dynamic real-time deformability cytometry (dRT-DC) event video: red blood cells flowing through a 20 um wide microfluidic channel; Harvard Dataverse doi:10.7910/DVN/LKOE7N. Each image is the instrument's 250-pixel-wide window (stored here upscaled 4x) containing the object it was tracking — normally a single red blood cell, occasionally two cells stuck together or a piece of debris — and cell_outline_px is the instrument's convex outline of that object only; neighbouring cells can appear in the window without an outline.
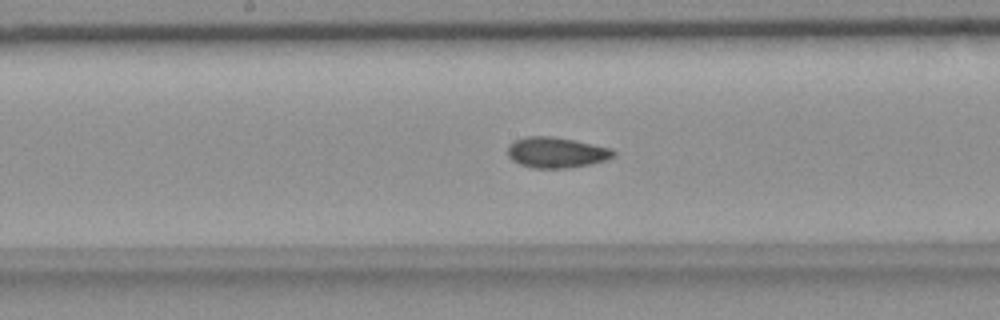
{"species": "common noctule bat (a hibernating species)", "species_latin": "Nyctalus noctula", "temperature_condition": "room temperature", "stored_images_in_passage": 57, "camera_frame_rate_fps": 3000, "um_per_image_px": 0.085, "animal": {"sex": "female", "body_mass_g": 18.4}, "frame": {"image": 1, "passage_image": 29, "time_ms": 9.333, "image_size_px": [1000, 320], "cell_outline_px": [[616, 156], [608, 160], [592, 164], [568, 168], [532, 168], [520, 164], [512, 160], [508, 156], [508, 144], [524, 136], [552, 136], [612, 148], [616, 152]], "centroid_in_image_um": [47.31, 12.97], "position_along_channel_um": 200.9, "area_um2": 19.07}}
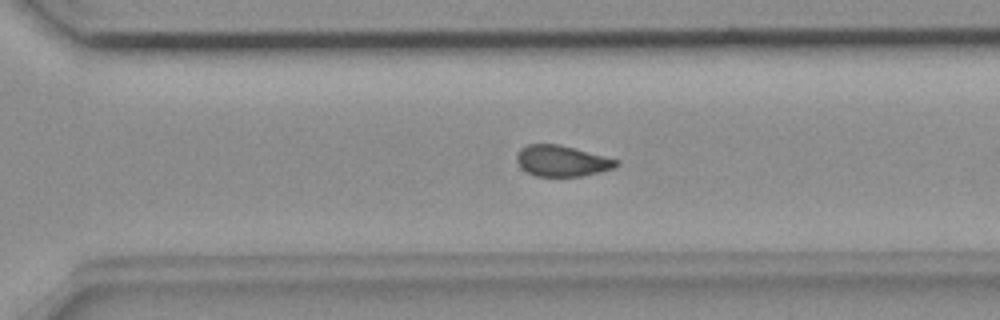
{"frame": {"image": 2, "passage_image": 39, "time_ms": 12.667, "image_size_px": [1000, 320], "cell_outline_px": [[620, 164], [612, 168], [600, 172], [580, 176], [536, 176], [520, 168], [516, 160], [516, 156], [520, 148], [528, 144], [560, 144], [620, 160]], "centroid_in_image_um": [47.75, 13.67], "position_along_channel_um": 322.8, "area_um2": 18.03}}
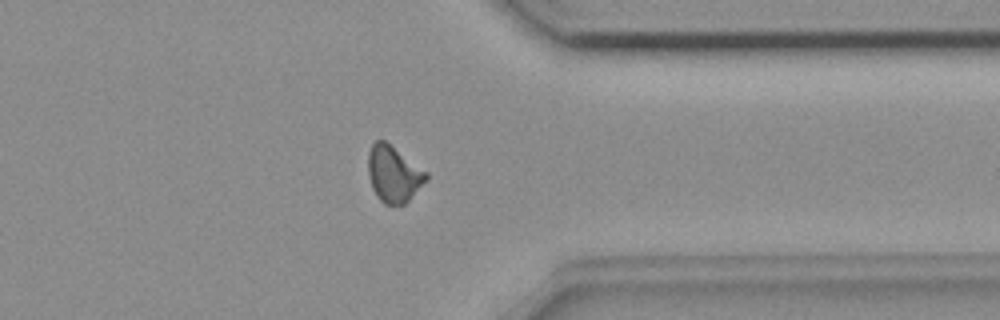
{"frame": {"image": 3, "passage_image": 44, "time_ms": 14.333, "image_size_px": [1000, 320], "cell_outline_px": [[428, 180], [404, 204], [384, 204], [376, 196], [372, 188], [368, 176], [368, 152], [372, 144], [376, 140], [384, 140], [428, 172]], "centroid_in_image_um": [33.45, 14.79], "position_along_channel_um": 377.9, "area_um2": 19.07}, "authors_computed_cell_mechanics": {"area_um2": 18.8428, "velocity_mm_per_s": 3.6625, "shape_relaxation_time_tau1_ms": null, "shape_relaxation_time_tau2_ms": 3.2611, "deformation_change_tau1": null, "deformation_change_tau2": 0.0703}}